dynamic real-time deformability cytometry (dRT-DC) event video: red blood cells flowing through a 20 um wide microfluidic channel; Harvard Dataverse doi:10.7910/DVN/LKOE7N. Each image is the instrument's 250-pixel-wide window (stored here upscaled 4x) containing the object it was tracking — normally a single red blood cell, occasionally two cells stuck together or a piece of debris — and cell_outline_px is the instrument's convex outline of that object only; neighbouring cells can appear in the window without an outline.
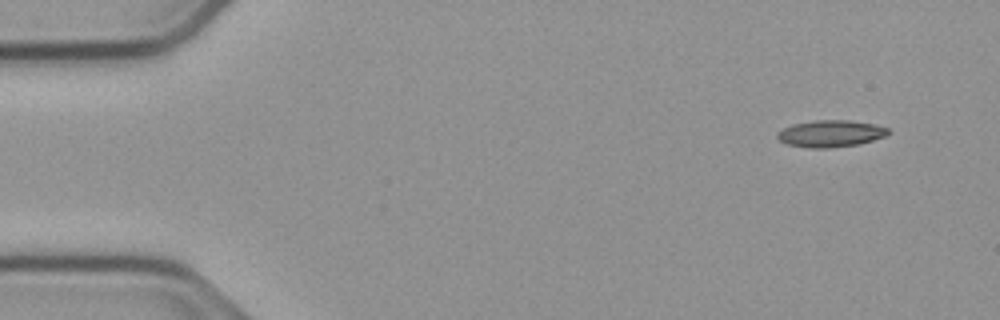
{"species": "common noctule bat (a hibernating species)", "species_latin": "Nyctalus noctula", "temperature_condition": "cold", "stored_images_in_passage": 51, "camera_frame_rate_fps": 3000, "um_per_image_px": 0.085, "animal": {"sex": "male", "body_mass_g": 23.1, "forearm_length_mm": 52.7}, "frame": {"image": 1, "passage_image": 1, "time_ms": 0.0, "image_size_px": [1000, 320], "cell_outline_px": [[892, 132], [884, 136], [860, 144], [828, 148], [808, 148], [788, 144], [780, 140], [776, 136], [784, 128], [792, 124], [816, 120], [848, 120], [872, 124], [888, 128]], "centroid_in_image_um": [70.62, 11.36], "position_along_channel_um": 14.4, "area_um2": 17.17}}
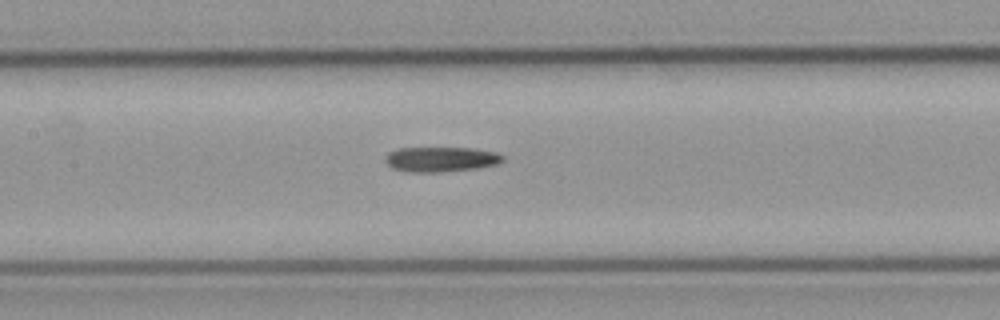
{"frame": {"image": 2, "passage_image": 22, "time_ms": 7.0, "image_size_px": [1000, 320], "cell_outline_px": [[504, 160], [496, 164], [476, 168], [440, 172], [408, 172], [392, 168], [384, 160], [388, 152], [400, 148], [472, 148], [496, 152], [504, 156]], "centroid_in_image_um": [37.46, 13.54], "position_along_channel_um": 169.9, "area_um2": 17.05}}
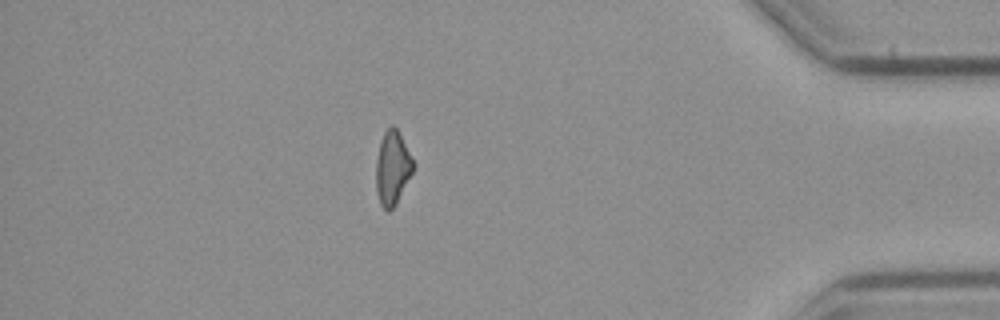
{"frame": {"image": 3, "passage_image": 44, "time_ms": 14.333, "image_size_px": [1000, 320], "cell_outline_px": [[412, 172], [396, 204], [388, 212], [380, 204], [376, 188], [376, 160], [380, 144], [384, 132], [392, 124], [396, 128], [412, 160]], "centroid_in_image_um": [33.32, 14.31], "position_along_channel_um": 401.9, "area_um2": 15.37}}